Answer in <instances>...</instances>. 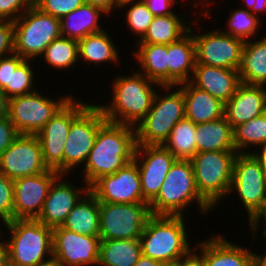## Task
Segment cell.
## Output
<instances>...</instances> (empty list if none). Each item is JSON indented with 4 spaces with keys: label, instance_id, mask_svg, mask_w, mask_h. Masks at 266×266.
<instances>
[{
    "label": "cell",
    "instance_id": "obj_1",
    "mask_svg": "<svg viewBox=\"0 0 266 266\" xmlns=\"http://www.w3.org/2000/svg\"><path fill=\"white\" fill-rule=\"evenodd\" d=\"M134 126L105 121L98 129L94 145L83 171L89 187L99 178L111 175L134 160L136 151Z\"/></svg>",
    "mask_w": 266,
    "mask_h": 266
},
{
    "label": "cell",
    "instance_id": "obj_2",
    "mask_svg": "<svg viewBox=\"0 0 266 266\" xmlns=\"http://www.w3.org/2000/svg\"><path fill=\"white\" fill-rule=\"evenodd\" d=\"M112 100L99 105L107 121L136 126L151 109L155 93L161 86L138 71L118 75L111 81ZM154 87V88H153Z\"/></svg>",
    "mask_w": 266,
    "mask_h": 266
},
{
    "label": "cell",
    "instance_id": "obj_3",
    "mask_svg": "<svg viewBox=\"0 0 266 266\" xmlns=\"http://www.w3.org/2000/svg\"><path fill=\"white\" fill-rule=\"evenodd\" d=\"M193 203L203 215L215 210L198 192L191 161L176 159L158 195L149 204L151 215L184 216Z\"/></svg>",
    "mask_w": 266,
    "mask_h": 266
},
{
    "label": "cell",
    "instance_id": "obj_4",
    "mask_svg": "<svg viewBox=\"0 0 266 266\" xmlns=\"http://www.w3.org/2000/svg\"><path fill=\"white\" fill-rule=\"evenodd\" d=\"M185 216L151 215L140 236L142 255L163 264L178 262L191 247Z\"/></svg>",
    "mask_w": 266,
    "mask_h": 266
},
{
    "label": "cell",
    "instance_id": "obj_5",
    "mask_svg": "<svg viewBox=\"0 0 266 266\" xmlns=\"http://www.w3.org/2000/svg\"><path fill=\"white\" fill-rule=\"evenodd\" d=\"M3 226L9 234V266H36L53 257L52 228L36 219H14Z\"/></svg>",
    "mask_w": 266,
    "mask_h": 266
},
{
    "label": "cell",
    "instance_id": "obj_6",
    "mask_svg": "<svg viewBox=\"0 0 266 266\" xmlns=\"http://www.w3.org/2000/svg\"><path fill=\"white\" fill-rule=\"evenodd\" d=\"M161 89L164 93H155L151 109L135 126L137 145H163L173 127L185 118L182 89L179 86H161Z\"/></svg>",
    "mask_w": 266,
    "mask_h": 266
},
{
    "label": "cell",
    "instance_id": "obj_7",
    "mask_svg": "<svg viewBox=\"0 0 266 266\" xmlns=\"http://www.w3.org/2000/svg\"><path fill=\"white\" fill-rule=\"evenodd\" d=\"M236 151H204L190 160L199 194L212 206L227 199Z\"/></svg>",
    "mask_w": 266,
    "mask_h": 266
},
{
    "label": "cell",
    "instance_id": "obj_8",
    "mask_svg": "<svg viewBox=\"0 0 266 266\" xmlns=\"http://www.w3.org/2000/svg\"><path fill=\"white\" fill-rule=\"evenodd\" d=\"M61 37L60 19L32 5L14 21V53L26 60H35L46 47Z\"/></svg>",
    "mask_w": 266,
    "mask_h": 266
},
{
    "label": "cell",
    "instance_id": "obj_9",
    "mask_svg": "<svg viewBox=\"0 0 266 266\" xmlns=\"http://www.w3.org/2000/svg\"><path fill=\"white\" fill-rule=\"evenodd\" d=\"M106 121L99 104H88L73 120L63 152V174L84 167L99 127ZM77 166V167H76ZM73 169V170H72Z\"/></svg>",
    "mask_w": 266,
    "mask_h": 266
},
{
    "label": "cell",
    "instance_id": "obj_10",
    "mask_svg": "<svg viewBox=\"0 0 266 266\" xmlns=\"http://www.w3.org/2000/svg\"><path fill=\"white\" fill-rule=\"evenodd\" d=\"M77 99L72 96L36 134L44 164L62 175L64 145L72 120L89 104Z\"/></svg>",
    "mask_w": 266,
    "mask_h": 266
},
{
    "label": "cell",
    "instance_id": "obj_11",
    "mask_svg": "<svg viewBox=\"0 0 266 266\" xmlns=\"http://www.w3.org/2000/svg\"><path fill=\"white\" fill-rule=\"evenodd\" d=\"M100 239H140L151 216L148 203L113 204L100 202Z\"/></svg>",
    "mask_w": 266,
    "mask_h": 266
},
{
    "label": "cell",
    "instance_id": "obj_12",
    "mask_svg": "<svg viewBox=\"0 0 266 266\" xmlns=\"http://www.w3.org/2000/svg\"><path fill=\"white\" fill-rule=\"evenodd\" d=\"M40 91L9 99V118L19 134L36 135L55 113L72 97L60 96L57 100Z\"/></svg>",
    "mask_w": 266,
    "mask_h": 266
},
{
    "label": "cell",
    "instance_id": "obj_13",
    "mask_svg": "<svg viewBox=\"0 0 266 266\" xmlns=\"http://www.w3.org/2000/svg\"><path fill=\"white\" fill-rule=\"evenodd\" d=\"M231 192L237 193L248 220L261 207L266 197V171L251 153L236 155L228 195Z\"/></svg>",
    "mask_w": 266,
    "mask_h": 266
},
{
    "label": "cell",
    "instance_id": "obj_14",
    "mask_svg": "<svg viewBox=\"0 0 266 266\" xmlns=\"http://www.w3.org/2000/svg\"><path fill=\"white\" fill-rule=\"evenodd\" d=\"M190 26L195 44L196 64L239 70L244 41L219 29L195 34ZM194 33V34H193Z\"/></svg>",
    "mask_w": 266,
    "mask_h": 266
},
{
    "label": "cell",
    "instance_id": "obj_15",
    "mask_svg": "<svg viewBox=\"0 0 266 266\" xmlns=\"http://www.w3.org/2000/svg\"><path fill=\"white\" fill-rule=\"evenodd\" d=\"M89 191L99 202L113 204L147 203L142 197V186L137 163L133 160L111 175L96 180Z\"/></svg>",
    "mask_w": 266,
    "mask_h": 266
},
{
    "label": "cell",
    "instance_id": "obj_16",
    "mask_svg": "<svg viewBox=\"0 0 266 266\" xmlns=\"http://www.w3.org/2000/svg\"><path fill=\"white\" fill-rule=\"evenodd\" d=\"M47 170L36 135L19 134L0 157V171L12 180Z\"/></svg>",
    "mask_w": 266,
    "mask_h": 266
},
{
    "label": "cell",
    "instance_id": "obj_17",
    "mask_svg": "<svg viewBox=\"0 0 266 266\" xmlns=\"http://www.w3.org/2000/svg\"><path fill=\"white\" fill-rule=\"evenodd\" d=\"M176 157L163 145H137L134 161L139 168L142 197L150 204L161 186Z\"/></svg>",
    "mask_w": 266,
    "mask_h": 266
},
{
    "label": "cell",
    "instance_id": "obj_18",
    "mask_svg": "<svg viewBox=\"0 0 266 266\" xmlns=\"http://www.w3.org/2000/svg\"><path fill=\"white\" fill-rule=\"evenodd\" d=\"M100 237L77 234L58 226L53 228V257L62 266H98Z\"/></svg>",
    "mask_w": 266,
    "mask_h": 266
},
{
    "label": "cell",
    "instance_id": "obj_19",
    "mask_svg": "<svg viewBox=\"0 0 266 266\" xmlns=\"http://www.w3.org/2000/svg\"><path fill=\"white\" fill-rule=\"evenodd\" d=\"M60 174L53 170L20 177L14 183V219H36L43 208L50 186Z\"/></svg>",
    "mask_w": 266,
    "mask_h": 266
},
{
    "label": "cell",
    "instance_id": "obj_20",
    "mask_svg": "<svg viewBox=\"0 0 266 266\" xmlns=\"http://www.w3.org/2000/svg\"><path fill=\"white\" fill-rule=\"evenodd\" d=\"M65 176L67 177V174H60L54 180L41 213L36 218L43 225L52 229L62 226L72 208L89 191V186L86 183H82L83 187L80 188L78 185H73L72 181L67 180Z\"/></svg>",
    "mask_w": 266,
    "mask_h": 266
},
{
    "label": "cell",
    "instance_id": "obj_21",
    "mask_svg": "<svg viewBox=\"0 0 266 266\" xmlns=\"http://www.w3.org/2000/svg\"><path fill=\"white\" fill-rule=\"evenodd\" d=\"M266 112V86L240 83L235 94L225 103L224 116L236 126Z\"/></svg>",
    "mask_w": 266,
    "mask_h": 266
},
{
    "label": "cell",
    "instance_id": "obj_22",
    "mask_svg": "<svg viewBox=\"0 0 266 266\" xmlns=\"http://www.w3.org/2000/svg\"><path fill=\"white\" fill-rule=\"evenodd\" d=\"M34 60H26L19 54L12 53L0 58V90L11 99L16 96L34 92L36 74Z\"/></svg>",
    "mask_w": 266,
    "mask_h": 266
},
{
    "label": "cell",
    "instance_id": "obj_23",
    "mask_svg": "<svg viewBox=\"0 0 266 266\" xmlns=\"http://www.w3.org/2000/svg\"><path fill=\"white\" fill-rule=\"evenodd\" d=\"M196 88L210 93L224 104L235 94L241 83L239 70L196 64L189 81Z\"/></svg>",
    "mask_w": 266,
    "mask_h": 266
},
{
    "label": "cell",
    "instance_id": "obj_24",
    "mask_svg": "<svg viewBox=\"0 0 266 266\" xmlns=\"http://www.w3.org/2000/svg\"><path fill=\"white\" fill-rule=\"evenodd\" d=\"M213 234L204 240L205 266H253V251Z\"/></svg>",
    "mask_w": 266,
    "mask_h": 266
},
{
    "label": "cell",
    "instance_id": "obj_25",
    "mask_svg": "<svg viewBox=\"0 0 266 266\" xmlns=\"http://www.w3.org/2000/svg\"><path fill=\"white\" fill-rule=\"evenodd\" d=\"M178 86L184 94L185 118L195 124H202L224 117L225 104L222 101L196 88L190 82Z\"/></svg>",
    "mask_w": 266,
    "mask_h": 266
},
{
    "label": "cell",
    "instance_id": "obj_26",
    "mask_svg": "<svg viewBox=\"0 0 266 266\" xmlns=\"http://www.w3.org/2000/svg\"><path fill=\"white\" fill-rule=\"evenodd\" d=\"M195 65V44L189 31L178 41L168 44V86L189 82Z\"/></svg>",
    "mask_w": 266,
    "mask_h": 266
},
{
    "label": "cell",
    "instance_id": "obj_27",
    "mask_svg": "<svg viewBox=\"0 0 266 266\" xmlns=\"http://www.w3.org/2000/svg\"><path fill=\"white\" fill-rule=\"evenodd\" d=\"M109 16L102 9L84 2L76 10L60 19L61 36L80 40L87 35L106 30L100 26L101 16Z\"/></svg>",
    "mask_w": 266,
    "mask_h": 266
},
{
    "label": "cell",
    "instance_id": "obj_28",
    "mask_svg": "<svg viewBox=\"0 0 266 266\" xmlns=\"http://www.w3.org/2000/svg\"><path fill=\"white\" fill-rule=\"evenodd\" d=\"M197 153L204 151H236L233 128L225 116L217 120L196 124Z\"/></svg>",
    "mask_w": 266,
    "mask_h": 266
},
{
    "label": "cell",
    "instance_id": "obj_29",
    "mask_svg": "<svg viewBox=\"0 0 266 266\" xmlns=\"http://www.w3.org/2000/svg\"><path fill=\"white\" fill-rule=\"evenodd\" d=\"M100 202L88 191L67 215L63 228L77 234L100 237Z\"/></svg>",
    "mask_w": 266,
    "mask_h": 266
},
{
    "label": "cell",
    "instance_id": "obj_30",
    "mask_svg": "<svg viewBox=\"0 0 266 266\" xmlns=\"http://www.w3.org/2000/svg\"><path fill=\"white\" fill-rule=\"evenodd\" d=\"M138 48L132 55L137 61L139 73L160 86H168V45L135 44Z\"/></svg>",
    "mask_w": 266,
    "mask_h": 266
},
{
    "label": "cell",
    "instance_id": "obj_31",
    "mask_svg": "<svg viewBox=\"0 0 266 266\" xmlns=\"http://www.w3.org/2000/svg\"><path fill=\"white\" fill-rule=\"evenodd\" d=\"M261 37L244 41L239 68L242 83L266 86V35Z\"/></svg>",
    "mask_w": 266,
    "mask_h": 266
},
{
    "label": "cell",
    "instance_id": "obj_32",
    "mask_svg": "<svg viewBox=\"0 0 266 266\" xmlns=\"http://www.w3.org/2000/svg\"><path fill=\"white\" fill-rule=\"evenodd\" d=\"M185 15H177L175 12L166 16H154L144 37L135 44L168 45L178 41L190 30L191 22L187 21L188 17Z\"/></svg>",
    "mask_w": 266,
    "mask_h": 266
},
{
    "label": "cell",
    "instance_id": "obj_33",
    "mask_svg": "<svg viewBox=\"0 0 266 266\" xmlns=\"http://www.w3.org/2000/svg\"><path fill=\"white\" fill-rule=\"evenodd\" d=\"M108 31L103 30L98 33L87 35L78 40V60L97 65L106 63L120 64V55L114 40L109 36ZM81 60V61H80Z\"/></svg>",
    "mask_w": 266,
    "mask_h": 266
},
{
    "label": "cell",
    "instance_id": "obj_34",
    "mask_svg": "<svg viewBox=\"0 0 266 266\" xmlns=\"http://www.w3.org/2000/svg\"><path fill=\"white\" fill-rule=\"evenodd\" d=\"M141 256L140 239L101 240L98 266H134Z\"/></svg>",
    "mask_w": 266,
    "mask_h": 266
},
{
    "label": "cell",
    "instance_id": "obj_35",
    "mask_svg": "<svg viewBox=\"0 0 266 266\" xmlns=\"http://www.w3.org/2000/svg\"><path fill=\"white\" fill-rule=\"evenodd\" d=\"M196 124L187 118L180 120L172 129L163 146L167 148L176 159L191 160L195 154Z\"/></svg>",
    "mask_w": 266,
    "mask_h": 266
},
{
    "label": "cell",
    "instance_id": "obj_36",
    "mask_svg": "<svg viewBox=\"0 0 266 266\" xmlns=\"http://www.w3.org/2000/svg\"><path fill=\"white\" fill-rule=\"evenodd\" d=\"M41 56L44 64L60 71L82 64L78 60V41L62 36L52 41Z\"/></svg>",
    "mask_w": 266,
    "mask_h": 266
},
{
    "label": "cell",
    "instance_id": "obj_37",
    "mask_svg": "<svg viewBox=\"0 0 266 266\" xmlns=\"http://www.w3.org/2000/svg\"><path fill=\"white\" fill-rule=\"evenodd\" d=\"M237 153H251L266 141V112L233 129ZM250 148V151H249ZM246 150V151H245Z\"/></svg>",
    "mask_w": 266,
    "mask_h": 266
},
{
    "label": "cell",
    "instance_id": "obj_38",
    "mask_svg": "<svg viewBox=\"0 0 266 266\" xmlns=\"http://www.w3.org/2000/svg\"><path fill=\"white\" fill-rule=\"evenodd\" d=\"M240 8V9H239ZM236 9H230L229 18L227 17V30H222L224 33L232 35L242 39L243 41L250 40V38H257L255 35H259V30L261 18L253 15L250 11L243 9L241 7Z\"/></svg>",
    "mask_w": 266,
    "mask_h": 266
},
{
    "label": "cell",
    "instance_id": "obj_39",
    "mask_svg": "<svg viewBox=\"0 0 266 266\" xmlns=\"http://www.w3.org/2000/svg\"><path fill=\"white\" fill-rule=\"evenodd\" d=\"M129 5V6H128ZM129 8H128V7ZM127 7V8H126ZM126 8L128 11L125 14L126 18H124L127 22L126 25L130 29L131 34L135 33L139 39L135 40L136 42L140 41L145 33L147 32L150 23L152 22L154 15L147 8L146 4L142 0L136 1H127L119 5L118 9L123 10Z\"/></svg>",
    "mask_w": 266,
    "mask_h": 266
},
{
    "label": "cell",
    "instance_id": "obj_40",
    "mask_svg": "<svg viewBox=\"0 0 266 266\" xmlns=\"http://www.w3.org/2000/svg\"><path fill=\"white\" fill-rule=\"evenodd\" d=\"M14 220V183L0 171V221Z\"/></svg>",
    "mask_w": 266,
    "mask_h": 266
},
{
    "label": "cell",
    "instance_id": "obj_41",
    "mask_svg": "<svg viewBox=\"0 0 266 266\" xmlns=\"http://www.w3.org/2000/svg\"><path fill=\"white\" fill-rule=\"evenodd\" d=\"M84 0H33V5L40 11L61 19L80 7Z\"/></svg>",
    "mask_w": 266,
    "mask_h": 266
},
{
    "label": "cell",
    "instance_id": "obj_42",
    "mask_svg": "<svg viewBox=\"0 0 266 266\" xmlns=\"http://www.w3.org/2000/svg\"><path fill=\"white\" fill-rule=\"evenodd\" d=\"M33 5V0H0V21H16Z\"/></svg>",
    "mask_w": 266,
    "mask_h": 266
},
{
    "label": "cell",
    "instance_id": "obj_43",
    "mask_svg": "<svg viewBox=\"0 0 266 266\" xmlns=\"http://www.w3.org/2000/svg\"><path fill=\"white\" fill-rule=\"evenodd\" d=\"M14 53V22L0 21V58Z\"/></svg>",
    "mask_w": 266,
    "mask_h": 266
},
{
    "label": "cell",
    "instance_id": "obj_44",
    "mask_svg": "<svg viewBox=\"0 0 266 266\" xmlns=\"http://www.w3.org/2000/svg\"><path fill=\"white\" fill-rule=\"evenodd\" d=\"M18 135L19 133L9 116L0 119V157Z\"/></svg>",
    "mask_w": 266,
    "mask_h": 266
},
{
    "label": "cell",
    "instance_id": "obj_45",
    "mask_svg": "<svg viewBox=\"0 0 266 266\" xmlns=\"http://www.w3.org/2000/svg\"><path fill=\"white\" fill-rule=\"evenodd\" d=\"M248 222H249L248 223V226H249L248 229L250 228L249 230H250L251 235L253 237V238L251 237V239H254V240L256 237H259V236H257L258 235L257 233L260 230L259 228L262 229V227H260L261 225H259V224H261L263 222L262 224H264L263 225L264 228L261 231L262 236L260 235V237H262V238L264 237L263 239L265 240L266 239V197H265L261 207L254 213V215H252V217L248 220Z\"/></svg>",
    "mask_w": 266,
    "mask_h": 266
},
{
    "label": "cell",
    "instance_id": "obj_46",
    "mask_svg": "<svg viewBox=\"0 0 266 266\" xmlns=\"http://www.w3.org/2000/svg\"><path fill=\"white\" fill-rule=\"evenodd\" d=\"M154 16L174 14L172 7L179 4L178 0H142Z\"/></svg>",
    "mask_w": 266,
    "mask_h": 266
},
{
    "label": "cell",
    "instance_id": "obj_47",
    "mask_svg": "<svg viewBox=\"0 0 266 266\" xmlns=\"http://www.w3.org/2000/svg\"><path fill=\"white\" fill-rule=\"evenodd\" d=\"M198 243V244H197ZM186 255L181 258V266H205L204 240H200ZM200 252V253H197Z\"/></svg>",
    "mask_w": 266,
    "mask_h": 266
},
{
    "label": "cell",
    "instance_id": "obj_48",
    "mask_svg": "<svg viewBox=\"0 0 266 266\" xmlns=\"http://www.w3.org/2000/svg\"><path fill=\"white\" fill-rule=\"evenodd\" d=\"M84 1L86 3H89L91 5H94L95 7L102 9L104 12H106L109 15H113L111 13H115V11H117L119 8L117 0H84Z\"/></svg>",
    "mask_w": 266,
    "mask_h": 266
},
{
    "label": "cell",
    "instance_id": "obj_49",
    "mask_svg": "<svg viewBox=\"0 0 266 266\" xmlns=\"http://www.w3.org/2000/svg\"><path fill=\"white\" fill-rule=\"evenodd\" d=\"M242 3L243 5H245L242 8L246 9L247 11H250L253 15H256L257 17H259L258 13L259 14L261 13L262 14L261 16H263V14L265 15L266 0H244Z\"/></svg>",
    "mask_w": 266,
    "mask_h": 266
},
{
    "label": "cell",
    "instance_id": "obj_50",
    "mask_svg": "<svg viewBox=\"0 0 266 266\" xmlns=\"http://www.w3.org/2000/svg\"><path fill=\"white\" fill-rule=\"evenodd\" d=\"M1 231L2 230H0V266H9L8 245L7 241H4Z\"/></svg>",
    "mask_w": 266,
    "mask_h": 266
},
{
    "label": "cell",
    "instance_id": "obj_51",
    "mask_svg": "<svg viewBox=\"0 0 266 266\" xmlns=\"http://www.w3.org/2000/svg\"><path fill=\"white\" fill-rule=\"evenodd\" d=\"M251 154L260 162L266 171V141L258 146L257 150L255 149V151L251 152Z\"/></svg>",
    "mask_w": 266,
    "mask_h": 266
},
{
    "label": "cell",
    "instance_id": "obj_52",
    "mask_svg": "<svg viewBox=\"0 0 266 266\" xmlns=\"http://www.w3.org/2000/svg\"><path fill=\"white\" fill-rule=\"evenodd\" d=\"M9 115V98L0 90V119Z\"/></svg>",
    "mask_w": 266,
    "mask_h": 266
},
{
    "label": "cell",
    "instance_id": "obj_53",
    "mask_svg": "<svg viewBox=\"0 0 266 266\" xmlns=\"http://www.w3.org/2000/svg\"><path fill=\"white\" fill-rule=\"evenodd\" d=\"M134 266H163V263L142 255Z\"/></svg>",
    "mask_w": 266,
    "mask_h": 266
},
{
    "label": "cell",
    "instance_id": "obj_54",
    "mask_svg": "<svg viewBox=\"0 0 266 266\" xmlns=\"http://www.w3.org/2000/svg\"><path fill=\"white\" fill-rule=\"evenodd\" d=\"M266 248V247H263ZM253 266H266V251L264 253L253 252Z\"/></svg>",
    "mask_w": 266,
    "mask_h": 266
},
{
    "label": "cell",
    "instance_id": "obj_55",
    "mask_svg": "<svg viewBox=\"0 0 266 266\" xmlns=\"http://www.w3.org/2000/svg\"><path fill=\"white\" fill-rule=\"evenodd\" d=\"M36 266H62V265L56 258L52 257L49 260L44 261Z\"/></svg>",
    "mask_w": 266,
    "mask_h": 266
},
{
    "label": "cell",
    "instance_id": "obj_56",
    "mask_svg": "<svg viewBox=\"0 0 266 266\" xmlns=\"http://www.w3.org/2000/svg\"><path fill=\"white\" fill-rule=\"evenodd\" d=\"M210 1H213V0H210ZM210 1L209 0H199V1H195V2H193L191 5H189V6H192V8H196L197 6H199V4H200V6H206L207 4H212V3H210ZM204 3V4H203Z\"/></svg>",
    "mask_w": 266,
    "mask_h": 266
},
{
    "label": "cell",
    "instance_id": "obj_57",
    "mask_svg": "<svg viewBox=\"0 0 266 266\" xmlns=\"http://www.w3.org/2000/svg\"><path fill=\"white\" fill-rule=\"evenodd\" d=\"M163 266H181V259L178 262L163 264Z\"/></svg>",
    "mask_w": 266,
    "mask_h": 266
},
{
    "label": "cell",
    "instance_id": "obj_58",
    "mask_svg": "<svg viewBox=\"0 0 266 266\" xmlns=\"http://www.w3.org/2000/svg\"><path fill=\"white\" fill-rule=\"evenodd\" d=\"M127 1H136V0H117L119 5Z\"/></svg>",
    "mask_w": 266,
    "mask_h": 266
}]
</instances>
